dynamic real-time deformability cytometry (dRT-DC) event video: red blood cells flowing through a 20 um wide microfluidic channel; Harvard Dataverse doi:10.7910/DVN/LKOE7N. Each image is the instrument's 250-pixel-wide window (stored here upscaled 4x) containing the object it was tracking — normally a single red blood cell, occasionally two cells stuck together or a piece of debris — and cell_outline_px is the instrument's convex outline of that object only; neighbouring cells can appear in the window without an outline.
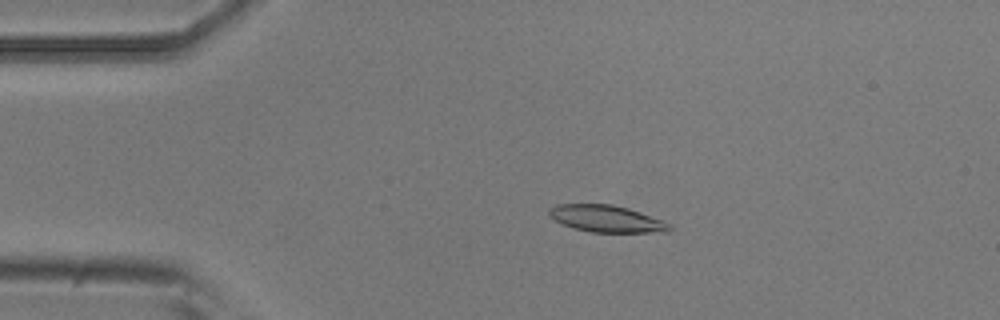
{"species": "common noctule bat (a hibernating species)", "species_latin": "Nyctalus noctula", "temperature_condition": "room temperature", "stored_images_in_passage": 4, "camera_frame_rate_fps": 3000, "um_per_image_px": 0.085, "animal": {"sex": "male", "body_mass_g": 20.5, "forearm_length_mm": 52.5}, "frame": {"image": 1, "passage_image": 3, "time_ms": 0.667, "image_size_px": [1000, 320], "cell_outline_px": [[672, 228], [668, 232], [592, 232], [576, 228], [564, 224], [548, 216], [548, 208], [556, 204], [612, 204], [628, 208], [664, 220], [672, 224]], "centroid_in_image_um": [51.58, 18.58], "position_along_channel_um": 33.4, "area_um2": 18.9}}